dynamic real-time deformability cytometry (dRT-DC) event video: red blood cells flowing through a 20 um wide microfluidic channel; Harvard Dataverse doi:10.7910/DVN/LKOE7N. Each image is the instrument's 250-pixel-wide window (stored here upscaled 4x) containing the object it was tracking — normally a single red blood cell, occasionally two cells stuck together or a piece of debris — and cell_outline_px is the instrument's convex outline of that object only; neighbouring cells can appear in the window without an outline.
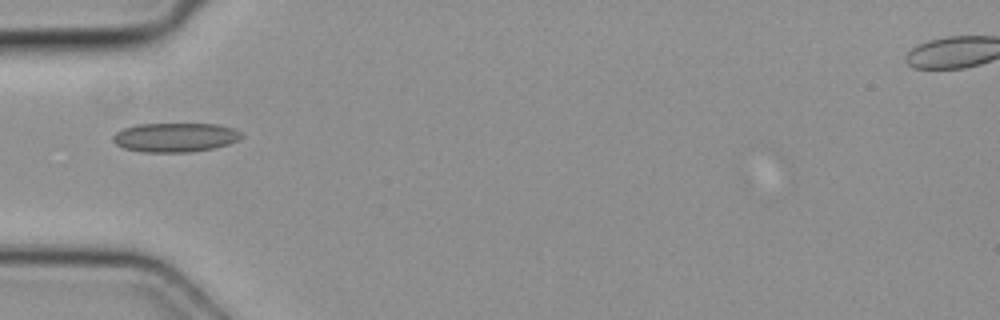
{"species": "common noctule bat (a hibernating species)", "species_latin": "Nyctalus noctula", "temperature_condition": "cold", "stored_images_in_passage": 2, "camera_frame_rate_fps": 3000, "um_per_image_px": 0.085, "animal": {"sex": "female", "body_mass_g": 19.3, "forearm_length_mm": 54.1}, "frame": {"image": 1, "passage_image": 2, "time_ms": 0.333, "image_size_px": [1000, 320], "cell_outline_px": [[244, 136], [228, 144], [216, 148], [188, 152], [144, 152], [124, 148], [116, 144], [112, 140], [112, 136], [116, 132], [124, 128], [136, 124], [220, 124], [244, 132]], "centroid_in_image_um": [14.91, 11.67], "position_along_channel_um": 70.1, "area_um2": 21.96}}